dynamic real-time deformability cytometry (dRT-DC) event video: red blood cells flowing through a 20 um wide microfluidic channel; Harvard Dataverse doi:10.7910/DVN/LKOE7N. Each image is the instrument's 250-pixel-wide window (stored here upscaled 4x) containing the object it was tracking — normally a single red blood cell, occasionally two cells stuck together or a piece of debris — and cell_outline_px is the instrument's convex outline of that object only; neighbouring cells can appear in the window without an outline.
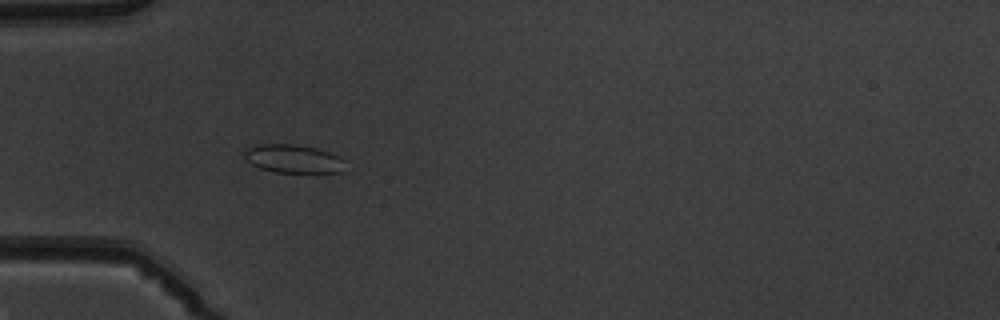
{"species": "common noctule bat (a hibernating species)", "species_latin": "Nyctalus noctula", "temperature_condition": "warm", "stored_images_in_passage": 6, "camera_frame_rate_fps": 3000, "um_per_image_px": 0.085, "animal": {"sex": "male", "body_mass_g": 19.5, "forearm_length_mm": 54.6}, "frame": {"image": 1, "passage_image": 5, "time_ms": 5.667, "image_size_px": [1000, 320], "cell_outline_px": [[344, 172], [276, 172], [260, 168], [252, 164], [244, 156], [244, 152], [248, 148], [260, 144], [292, 144], [316, 148], [340, 156], [344, 160]], "centroid_in_image_um": [24.96, 13.5], "position_along_channel_um": 60.0, "area_um2": 16.47}}
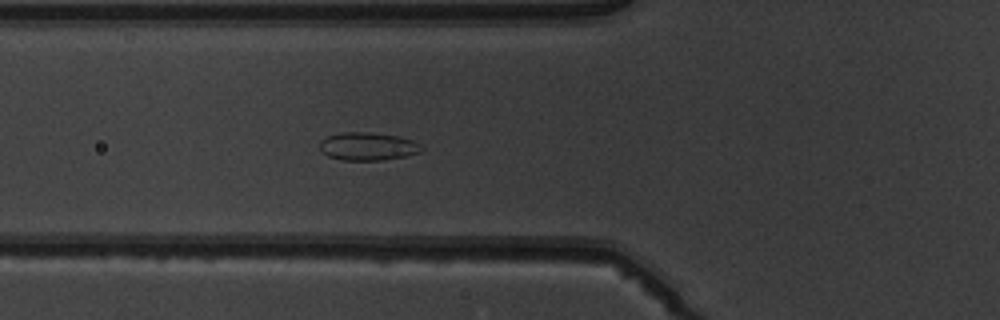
{"frame": {"image": 2, "passage_image": 6, "time_ms": 6.667, "image_size_px": [1000, 320], "cell_outline_px": [[424, 148], [420, 152], [404, 156], [384, 160], [344, 160], [328, 156], [320, 148], [320, 140], [328, 136], [340, 132], [372, 132], [396, 136], [412, 140], [420, 144]], "centroid_in_image_um": [31.26, 12.43], "position_along_channel_um": 94.5, "area_um2": 16.53}}